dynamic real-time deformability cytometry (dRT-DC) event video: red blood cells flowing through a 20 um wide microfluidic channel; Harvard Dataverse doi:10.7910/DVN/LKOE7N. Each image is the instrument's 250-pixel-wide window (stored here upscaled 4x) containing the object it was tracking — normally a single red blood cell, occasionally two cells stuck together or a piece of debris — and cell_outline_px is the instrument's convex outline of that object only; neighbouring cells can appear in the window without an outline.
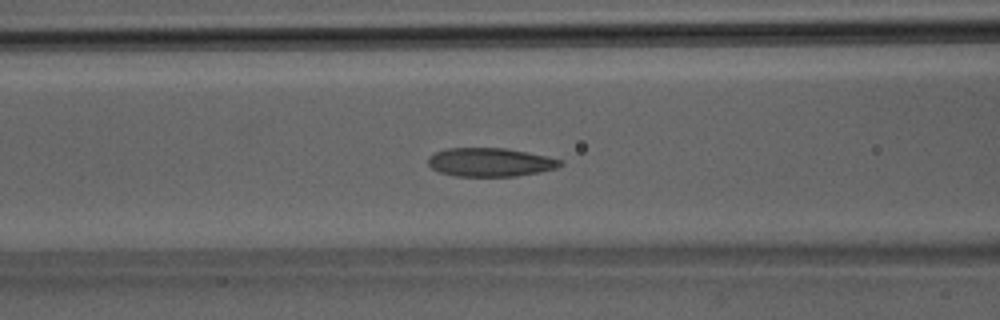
{"species": "Egyptian fruit bat (a non-hibernating species)", "species_latin": "Rousettus aegyptiacus", "temperature_condition": "room temperature", "stored_images_in_passage": 31, "camera_frame_rate_fps": 3000, "um_per_image_px": 0.085, "animal": {"sex": "male"}, "frame": {"image": 1, "passage_image": 10, "time_ms": 3.0, "image_size_px": [1000, 320], "cell_outline_px": [[564, 164], [556, 168], [540, 172], [516, 176], [456, 176], [440, 172], [432, 168], [428, 164], [428, 156], [436, 152], [448, 148], [504, 148], [564, 160]], "centroid_in_image_um": [41.67, 13.79], "position_along_channel_um": 124.9, "area_um2": 21.91}}
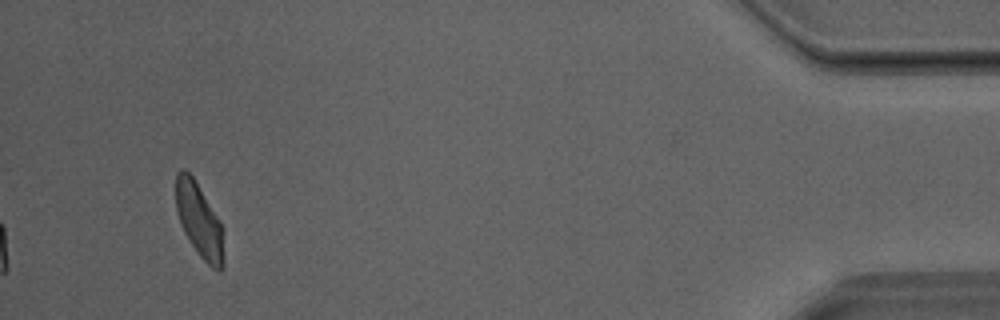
{"frame": {"image": 2, "passage_image": 31, "time_ms": 10.0, "image_size_px": [1000, 320], "cell_outline_px": [[224, 268], [220, 272], [212, 268], [200, 256], [184, 232], [180, 224], [176, 212], [176, 172], [184, 168], [192, 176], [220, 220], [224, 228]], "centroid_in_image_um": [16.97, 18.77], "position_along_channel_um": 418.2, "area_um2": 20.92}}